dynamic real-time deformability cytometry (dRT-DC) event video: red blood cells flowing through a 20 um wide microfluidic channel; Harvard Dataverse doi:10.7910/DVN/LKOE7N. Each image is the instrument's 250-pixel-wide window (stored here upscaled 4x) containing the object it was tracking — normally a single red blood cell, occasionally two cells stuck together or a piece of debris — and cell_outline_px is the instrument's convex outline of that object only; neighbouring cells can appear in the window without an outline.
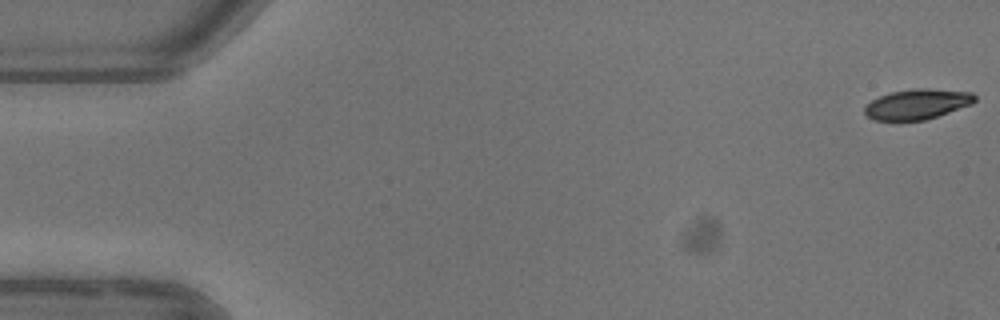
{"species": "common noctule bat (a hibernating species)", "species_latin": "Nyctalus noctula", "temperature_condition": "warm", "stored_images_in_passage": 4, "segment_of_instrument_passage": [2, 2], "camera_frame_rate_fps": 3000, "um_per_image_px": 0.085, "animal": {"sex": "female"}, "frame": {"image": 1, "passage_image": 4, "time_ms": 4.667, "image_size_px": [1000, 320], "cell_outline_px": [[976, 100], [972, 104], [924, 120], [900, 124], [876, 120], [868, 116], [864, 112], [864, 108], [872, 100], [880, 96], [892, 92], [916, 88], [928, 88], [972, 92], [976, 96]], "centroid_in_image_um": [77.94, 8.89], "position_along_channel_um": 7.1, "area_um2": 19.83}}